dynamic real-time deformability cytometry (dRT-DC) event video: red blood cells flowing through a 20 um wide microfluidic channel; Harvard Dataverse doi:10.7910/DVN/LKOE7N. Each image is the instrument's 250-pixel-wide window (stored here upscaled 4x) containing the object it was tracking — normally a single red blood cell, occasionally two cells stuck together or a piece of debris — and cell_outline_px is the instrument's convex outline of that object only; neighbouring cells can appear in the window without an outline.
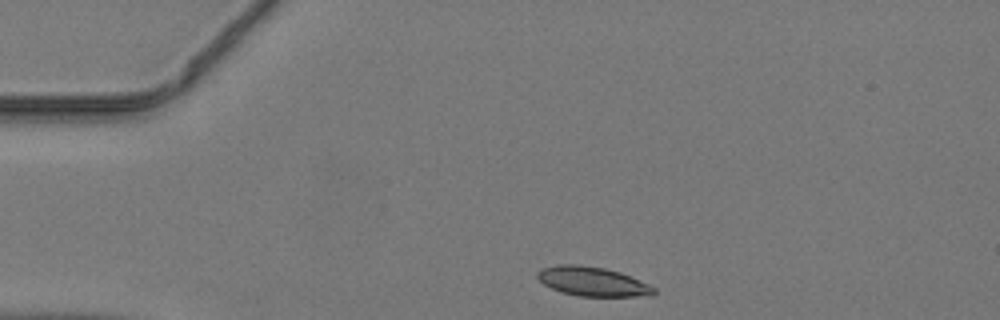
{"species": "common noctule bat (a hibernating species)", "species_latin": "Nyctalus noctula", "temperature_condition": "warm", "stored_images_in_passage": 39, "camera_frame_rate_fps": 3000, "um_per_image_px": 0.085, "animal": {"sex": "male", "body_mass_g": 19.2, "forearm_length_mm": 51.8}, "frame": {"image": 1, "passage_image": 1, "time_ms": 0.0, "image_size_px": [1000, 320], "cell_outline_px": [[656, 292], [652, 296], [580, 296], [564, 292], [552, 288], [544, 284], [536, 276], [536, 272], [540, 268], [560, 264], [580, 264], [604, 268], [620, 272], [648, 284], [656, 288]], "centroid_in_image_um": [50.36, 23.91], "position_along_channel_um": 34.6, "area_um2": 19.83}}
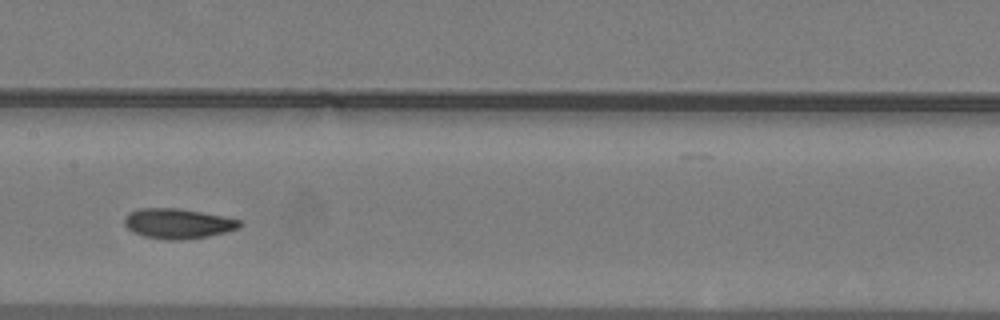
{"frame": {"image": 2, "passage_image": 15, "time_ms": 4.667, "image_size_px": [1000, 320], "cell_outline_px": [[244, 224], [240, 228], [208, 236], [184, 240], [164, 240], [144, 236], [128, 228], [124, 224], [124, 216], [128, 212], [140, 208], [180, 208], [240, 220]], "centroid_in_image_um": [15.1, 19.0], "position_along_channel_um": 192.3, "area_um2": 20.17}}
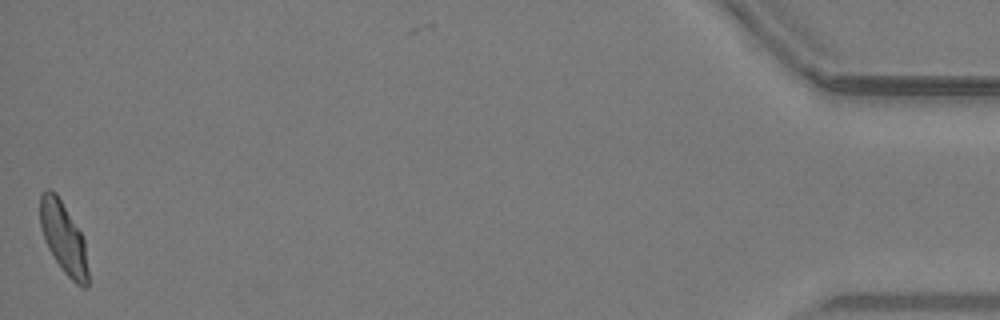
{"frame": {"image": 3, "passage_image": 38, "time_ms": 12.333, "image_size_px": [1000, 320], "cell_outline_px": [[88, 284], [84, 288], [76, 284], [64, 272], [48, 248], [44, 240], [40, 224], [40, 196], [48, 188], [56, 192], [84, 236], [88, 272]], "centroid_in_image_um": [5.41, 20.21], "position_along_channel_um": 429.8, "area_um2": 20.0}}